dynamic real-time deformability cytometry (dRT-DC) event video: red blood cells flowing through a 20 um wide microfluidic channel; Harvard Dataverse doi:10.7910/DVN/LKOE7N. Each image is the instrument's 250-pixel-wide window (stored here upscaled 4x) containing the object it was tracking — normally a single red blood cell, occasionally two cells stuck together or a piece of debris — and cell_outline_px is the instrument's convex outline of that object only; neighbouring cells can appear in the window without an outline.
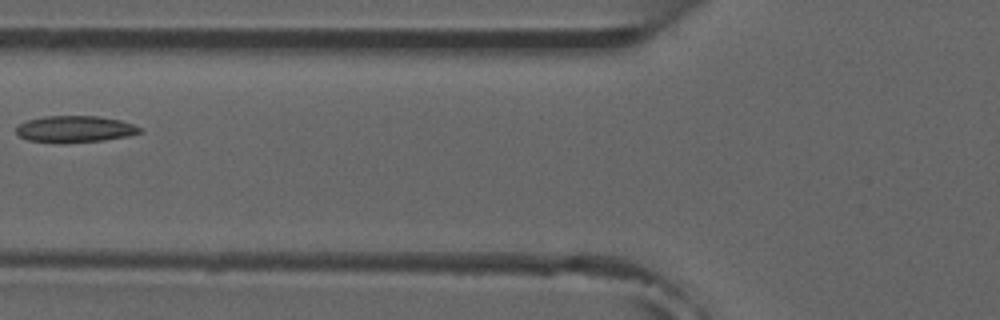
{"species": "common noctule bat (a hibernating species)", "species_latin": "Nyctalus noctula", "temperature_condition": "room temperature", "stored_images_in_passage": 3, "camera_frame_rate_fps": 3000, "um_per_image_px": 0.085, "animal": {"sex": "male", "forearm_length_mm": 52.5}, "frame": {"image": 1, "passage_image": 2, "time_ms": 1.333, "image_size_px": [1000, 320], "cell_outline_px": [[140, 132], [128, 136], [104, 140], [64, 144], [28, 140], [20, 136], [16, 132], [16, 128], [20, 124], [28, 120], [44, 116], [96, 116], [120, 120], [132, 124], [140, 128]], "centroid_in_image_um": [6.34, 10.98], "position_along_channel_um": 119.5, "area_um2": 19.13}}
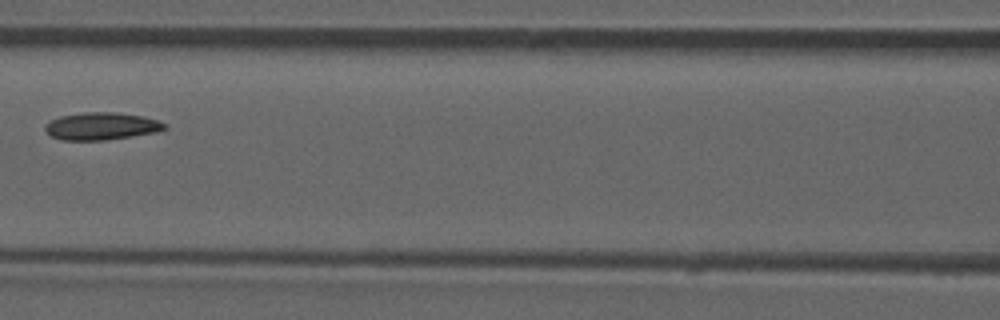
{"frame": {"image": 2, "passage_image": 3, "time_ms": 2.333, "image_size_px": [1000, 320], "cell_outline_px": [[168, 128], [156, 132], [108, 140], [60, 140], [52, 136], [44, 128], [44, 124], [60, 116], [80, 112], [112, 112], [140, 116], [156, 120], [168, 124]], "centroid_in_image_um": [8.61, 10.73], "position_along_channel_um": 158.0, "area_um2": 19.07}}